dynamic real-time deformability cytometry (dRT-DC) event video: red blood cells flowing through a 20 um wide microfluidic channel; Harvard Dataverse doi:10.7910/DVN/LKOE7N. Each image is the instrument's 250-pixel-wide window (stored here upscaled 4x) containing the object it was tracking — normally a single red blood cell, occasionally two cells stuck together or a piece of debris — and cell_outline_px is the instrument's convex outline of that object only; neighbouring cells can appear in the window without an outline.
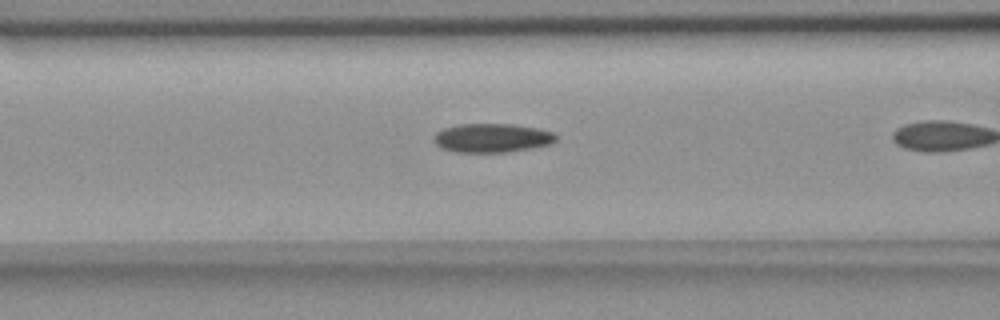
{"species": "common noctule bat (a hibernating species)", "species_latin": "Nyctalus noctula", "temperature_condition": "room temperature", "stored_images_in_passage": 6, "camera_frame_rate_fps": 3000, "um_per_image_px": 0.085, "animal": {"sex": "female", "body_mass_g": 18.4}, "frame": {"image": 1, "passage_image": 5, "time_ms": 1.333, "image_size_px": [1000, 320], "cell_outline_px": [[556, 140], [548, 144], [508, 152], [452, 152], [440, 148], [432, 140], [432, 136], [436, 132], [444, 128], [460, 124], [512, 124], [536, 128], [552, 132], [556, 136]], "centroid_in_image_um": [41.73, 11.73], "position_along_channel_um": 124.9, "area_um2": 20.52}}